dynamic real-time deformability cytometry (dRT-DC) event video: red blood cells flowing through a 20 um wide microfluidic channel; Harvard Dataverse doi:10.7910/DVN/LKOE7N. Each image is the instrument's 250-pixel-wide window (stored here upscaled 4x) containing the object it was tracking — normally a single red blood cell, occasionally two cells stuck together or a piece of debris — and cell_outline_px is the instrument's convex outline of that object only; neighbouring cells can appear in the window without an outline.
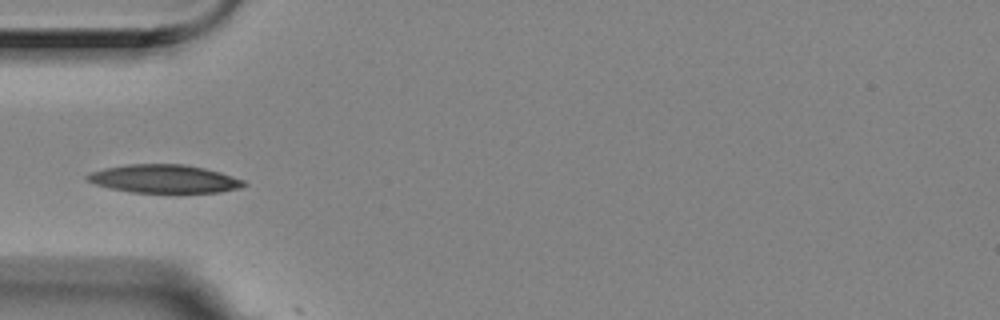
{"species": "Egyptian fruit bat (a non-hibernating species)", "species_latin": "Rousettus aegyptiacus", "temperature_condition": "room temperature", "stored_images_in_passage": 13, "camera_frame_rate_fps": 3000, "um_per_image_px": 0.085, "animal": {"sex": "female"}, "frame": {"image": 1, "passage_image": 3, "time_ms": 0.667, "image_size_px": [1000, 320], "cell_outline_px": [[248, 184], [240, 188], [220, 192], [132, 192], [112, 188], [96, 184], [84, 180], [84, 176], [88, 172], [104, 168], [128, 164], [184, 164], [204, 168], [220, 172], [244, 180]], "centroid_in_image_um": [13.93, 15.19], "position_along_channel_um": 71.1, "area_um2": 25.78}}
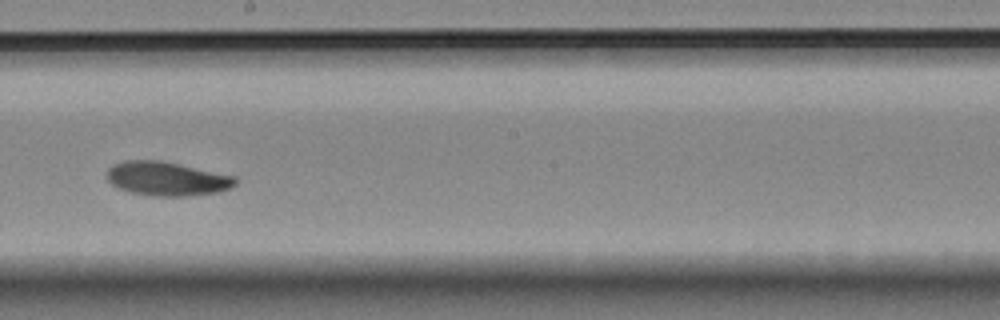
{"frame": {"image": 2, "passage_image": 7, "time_ms": 2.0, "image_size_px": [1000, 320], "cell_outline_px": [[236, 184], [220, 192], [184, 196], [156, 196], [132, 192], [116, 188], [104, 176], [108, 168], [112, 164], [124, 160], [160, 160], [236, 176]], "centroid_in_image_um": [14.14, 15.18], "position_along_channel_um": 234.1, "area_um2": 25.55}}
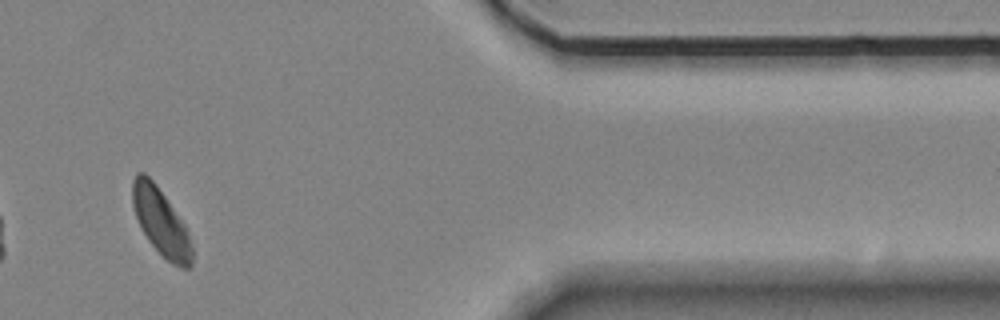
{"frame": {"image": 3, "passage_image": 11, "time_ms": 3.333, "image_size_px": [1000, 320], "cell_outline_px": [[192, 268], [180, 268], [172, 264], [148, 240], [140, 228], [132, 204], [132, 180], [136, 172], [144, 172], [156, 184], [184, 224], [188, 232], [192, 248]], "centroid_in_image_um": [13.66, 18.86], "position_along_channel_um": 397.7, "area_um2": 23.06}}